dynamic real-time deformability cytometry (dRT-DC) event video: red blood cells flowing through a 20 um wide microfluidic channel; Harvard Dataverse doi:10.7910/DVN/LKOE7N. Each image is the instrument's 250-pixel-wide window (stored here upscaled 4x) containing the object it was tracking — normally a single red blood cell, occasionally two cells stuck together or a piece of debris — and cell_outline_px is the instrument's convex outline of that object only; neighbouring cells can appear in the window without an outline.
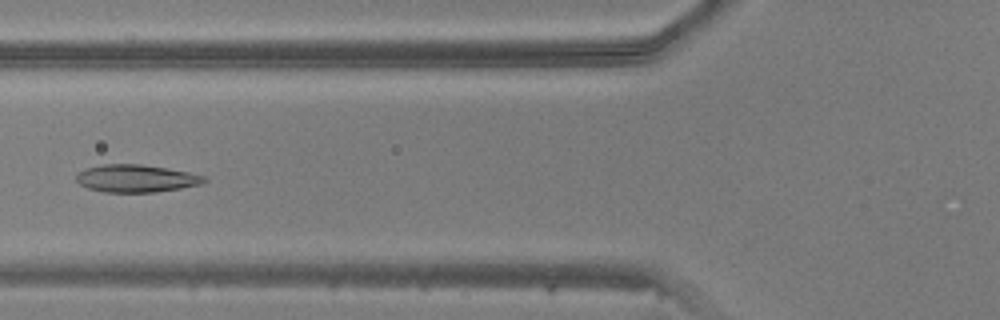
{"species": "common noctule bat (a hibernating species)", "species_latin": "Nyctalus noctula", "temperature_condition": "warm", "stored_images_in_passage": 49, "camera_frame_rate_fps": 3000, "um_per_image_px": 0.085, "animal": {"sex": "male", "body_mass_g": 20.5, "forearm_length_mm": 52.5}, "frame": {"image": 1, "passage_image": 19, "time_ms": 6.0, "image_size_px": [1000, 320], "cell_outline_px": [[208, 180], [204, 184], [156, 192], [104, 192], [88, 188], [80, 184], [76, 180], [76, 176], [80, 172], [88, 168], [104, 164], [140, 164], [188, 172], [204, 176]], "centroid_in_image_um": [11.6, 15.17], "position_along_channel_um": 114.2, "area_um2": 20.35}}
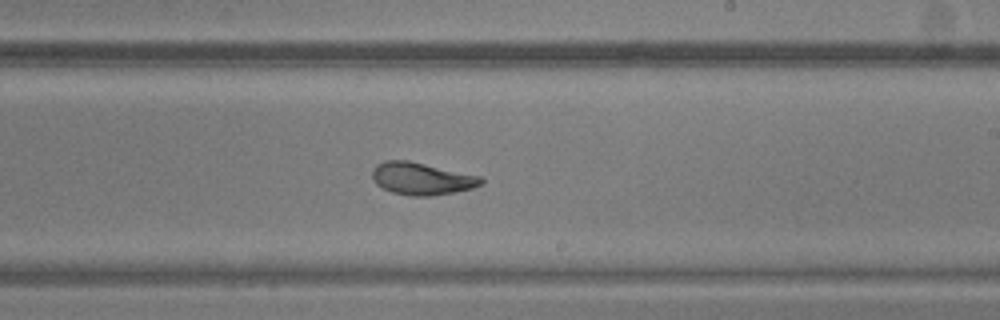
{"frame": {"image": 2, "passage_image": 29, "time_ms": 9.333, "image_size_px": [1000, 320], "cell_outline_px": [[484, 184], [472, 188], [452, 192], [428, 196], [412, 196], [392, 192], [376, 184], [372, 180], [372, 168], [376, 164], [384, 160], [408, 160], [480, 176], [484, 180]], "centroid_in_image_um": [35.81, 15.17], "position_along_channel_um": 253.2, "area_um2": 20.46}}
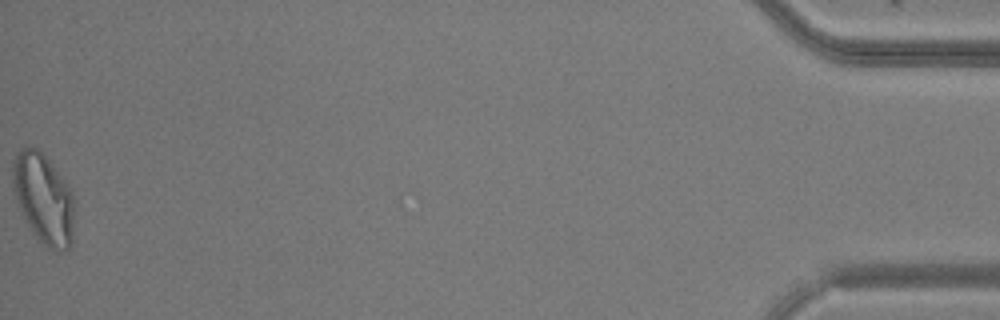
{"frame": {"image": 3, "passage_image": 49, "time_ms": 16.0, "image_size_px": [1000, 320], "cell_outline_px": [[76, 208], [72, 244], [64, 252], [60, 252], [48, 248], [32, 232], [20, 208], [12, 184], [12, 160], [16, 152], [24, 148], [36, 148], [52, 164], [72, 192]], "centroid_in_image_um": [3.74, 16.92], "position_along_channel_um": 431.5, "area_um2": 32.43}}